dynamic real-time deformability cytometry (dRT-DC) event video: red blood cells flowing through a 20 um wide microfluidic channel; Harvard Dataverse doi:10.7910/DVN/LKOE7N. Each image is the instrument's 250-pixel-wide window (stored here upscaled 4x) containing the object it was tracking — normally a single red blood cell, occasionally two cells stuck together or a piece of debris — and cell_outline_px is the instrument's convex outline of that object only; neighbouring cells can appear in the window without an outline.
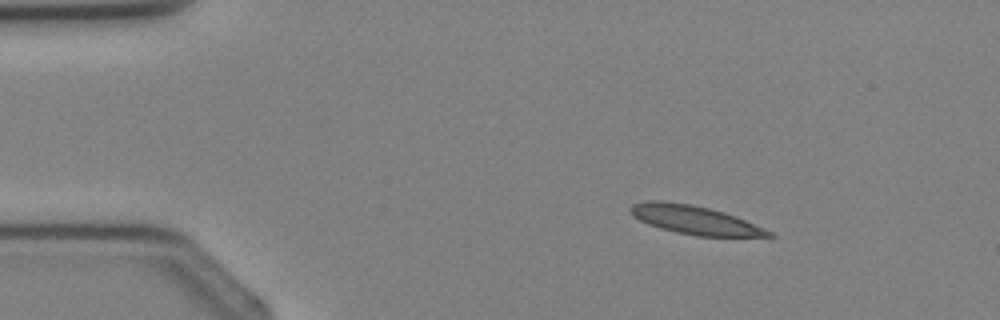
{"species": "Egyptian fruit bat (a non-hibernating species)", "species_latin": "Rousettus aegyptiacus", "temperature_condition": "cold", "stored_images_in_passage": 2, "camera_frame_rate_fps": 3000, "um_per_image_px": 0.085, "animal": {"sex": "female"}, "frame": {"image": 1, "passage_image": 1, "time_ms": 0.0, "image_size_px": [1000, 320], "cell_outline_px": [[776, 236], [696, 236], [660, 228], [648, 224], [640, 220], [628, 208], [632, 204], [648, 200], [664, 200], [692, 204], [724, 212], [736, 216], [772, 232]], "centroid_in_image_um": [59.03, 18.67], "position_along_channel_um": 26.0, "area_um2": 22.77}}